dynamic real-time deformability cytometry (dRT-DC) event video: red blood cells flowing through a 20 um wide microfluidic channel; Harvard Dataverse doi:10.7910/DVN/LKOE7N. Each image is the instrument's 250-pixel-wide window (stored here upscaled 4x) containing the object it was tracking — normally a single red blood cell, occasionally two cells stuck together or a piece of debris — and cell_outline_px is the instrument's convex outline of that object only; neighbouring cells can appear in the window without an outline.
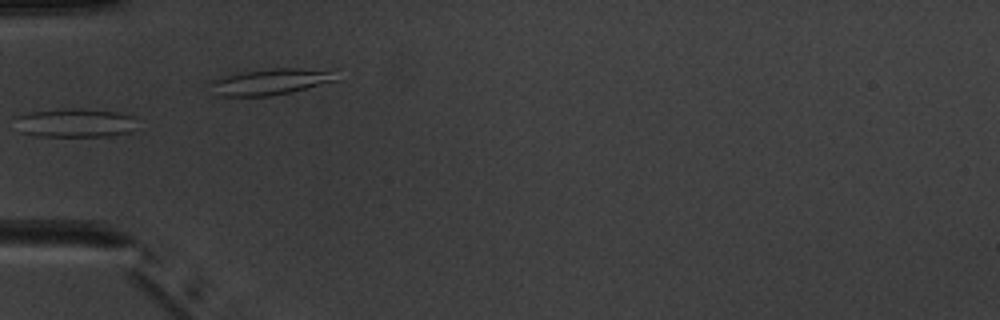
{"species": "common noctule bat (a hibernating species)", "species_latin": "Nyctalus noctula", "temperature_condition": "warm", "stored_images_in_passage": 8, "camera_frame_rate_fps": 3000, "um_per_image_px": 0.085, "animal": {"sex": "male", "body_mass_g": 20.1, "forearm_length_mm": 53.5}, "frame": {"image": 1, "passage_image": 5, "time_ms": 5.0, "image_size_px": [1000, 320], "cell_outline_px": [[132, 132], [108, 136], [36, 136], [20, 132], [16, 116], [32, 112], [60, 108], [84, 108], [116, 112], [132, 116]], "centroid_in_image_um": [6.34, 10.44], "position_along_channel_um": 78.7, "area_um2": 20.29}}
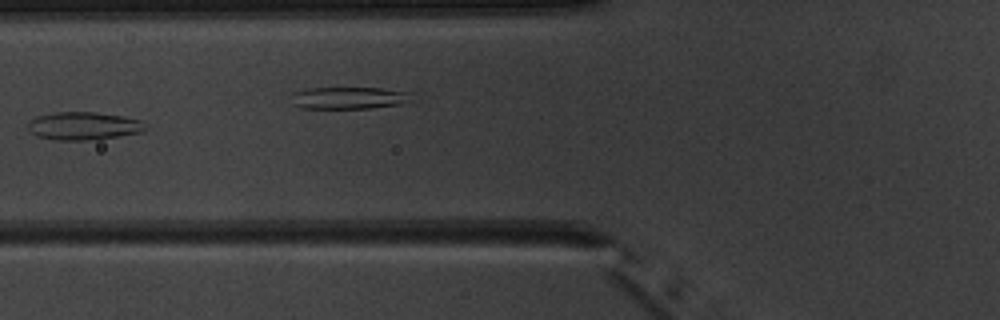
{"frame": {"image": 2, "passage_image": 6, "time_ms": 6.0, "image_size_px": [1000, 320], "cell_outline_px": [[148, 128], [140, 132], [116, 136], [84, 140], [56, 140], [36, 136], [28, 132], [28, 120], [36, 116], [56, 112], [96, 112], [124, 116], [140, 120]], "centroid_in_image_um": [7.04, 10.69], "position_along_channel_um": 118.8, "area_um2": 19.13}}
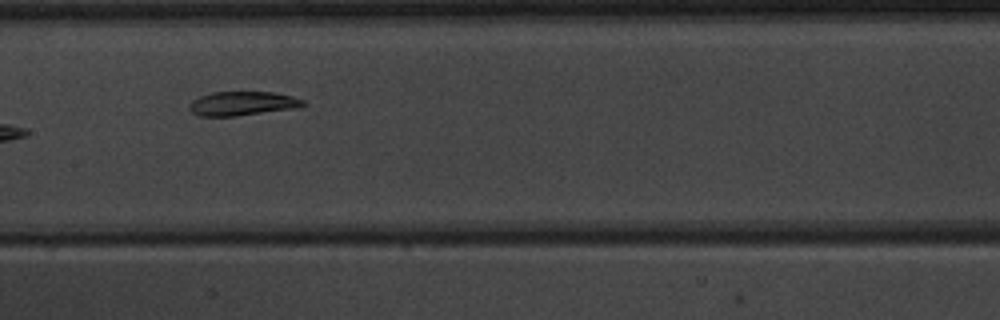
{"frame": {"image": 3, "passage_image": 8, "time_ms": 8.333, "image_size_px": [1000, 320], "cell_outline_px": [[308, 104], [300, 108], [236, 116], [200, 116], [192, 112], [188, 108], [188, 104], [192, 100], [200, 96], [212, 92], [272, 92], [292, 96], [304, 100]], "centroid_in_image_um": [20.64, 8.8], "position_along_channel_um": 186.8, "area_um2": 16.18}}